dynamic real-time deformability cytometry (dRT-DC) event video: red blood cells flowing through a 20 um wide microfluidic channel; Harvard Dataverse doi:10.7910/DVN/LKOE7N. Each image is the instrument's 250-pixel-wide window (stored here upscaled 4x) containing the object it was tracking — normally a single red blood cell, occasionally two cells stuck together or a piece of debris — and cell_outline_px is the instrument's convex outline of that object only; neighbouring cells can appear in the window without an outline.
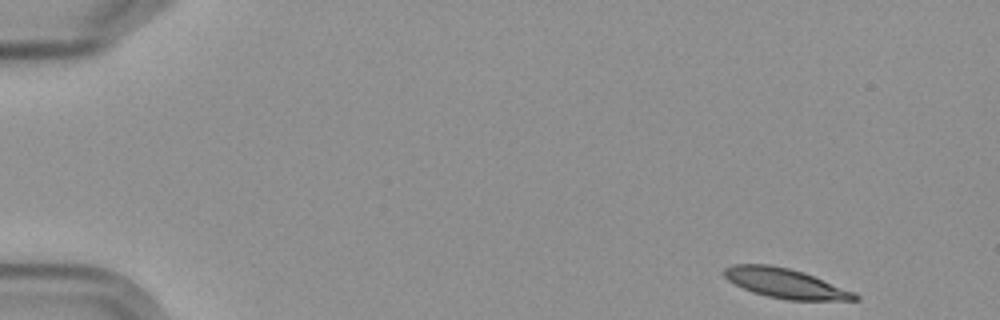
{"species": "Egyptian fruit bat (a non-hibernating species)", "species_latin": "Rousettus aegyptiacus", "temperature_condition": "cold", "stored_images_in_passage": 8, "camera_frame_rate_fps": 3000, "um_per_image_px": 0.085, "frame": {"image": 1, "passage_image": 1, "time_ms": 0.0, "image_size_px": [1000, 320], "cell_outline_px": [[860, 300], [788, 300], [768, 296], [752, 292], [728, 280], [724, 276], [724, 268], [732, 264], [772, 264], [804, 272], [856, 292], [860, 296]], "centroid_in_image_um": [66.79, 24.08], "position_along_channel_um": 18.2, "area_um2": 22.66}}
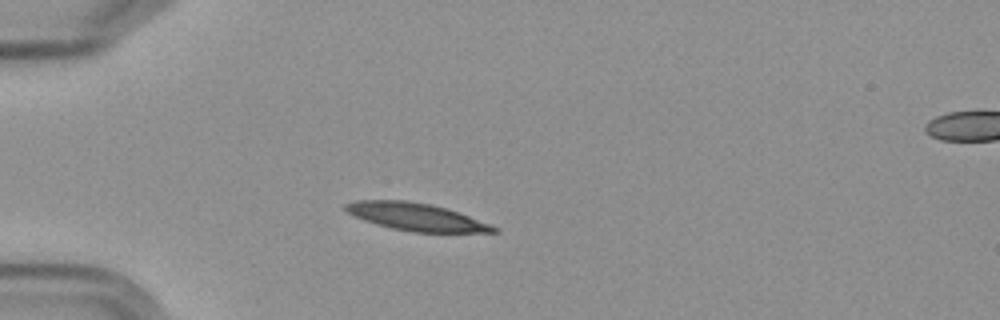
{"frame": {"image": 2, "passage_image": 4, "time_ms": 3.667, "image_size_px": [1000, 320], "cell_outline_px": [[500, 232], [412, 232], [392, 228], [376, 224], [352, 216], [344, 208], [344, 204], [356, 200], [408, 200], [432, 204], [448, 208], [500, 228]], "centroid_in_image_um": [35.36, 18.42], "position_along_channel_um": 49.6, "area_um2": 23.87}}
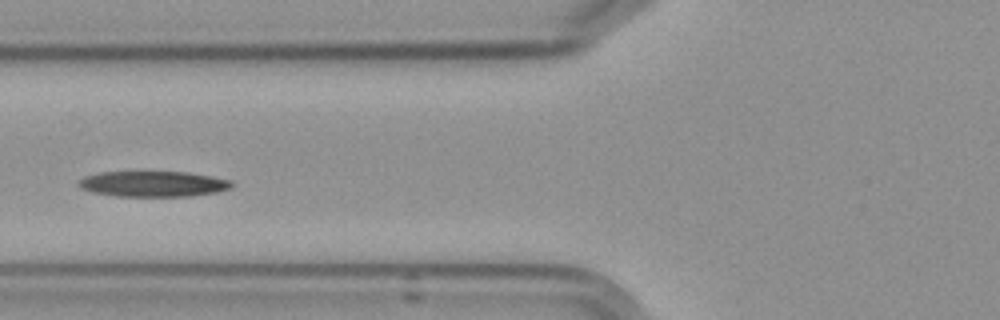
{"frame": {"image": 3, "passage_image": 6, "time_ms": 6.0, "image_size_px": [1000, 320], "cell_outline_px": [[236, 184], [232, 188], [220, 192], [192, 196], [116, 196], [92, 192], [80, 188], [76, 184], [84, 176], [100, 172], [188, 172], [212, 176], [232, 180]], "centroid_in_image_um": [13.08, 15.63], "position_along_channel_um": 112.7, "area_um2": 23.18}}